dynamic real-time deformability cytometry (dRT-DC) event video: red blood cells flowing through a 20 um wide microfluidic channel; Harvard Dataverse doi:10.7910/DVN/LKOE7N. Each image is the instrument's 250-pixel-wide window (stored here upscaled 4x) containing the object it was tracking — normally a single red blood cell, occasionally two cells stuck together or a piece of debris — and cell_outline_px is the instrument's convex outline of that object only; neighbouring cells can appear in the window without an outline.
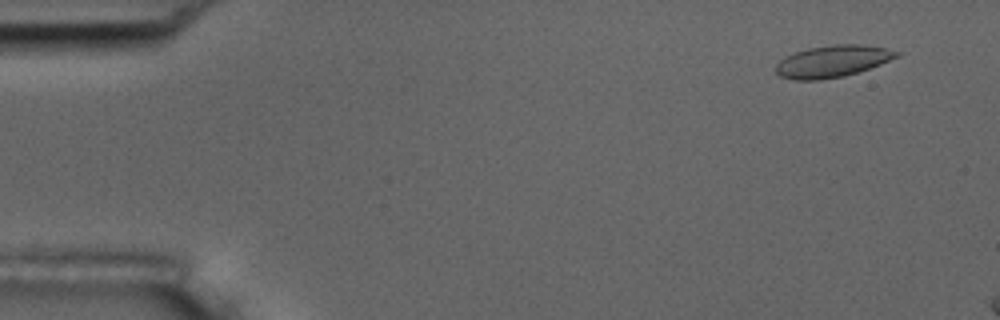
{"species": "common noctule bat (a hibernating species)", "species_latin": "Nyctalus noctula", "temperature_condition": "room temperature", "stored_images_in_passage": 5, "camera_frame_rate_fps": 3000, "um_per_image_px": 0.085, "animal": {"sex": "male", "body_mass_g": 17.5, "forearm_length_mm": 52.3}, "frame": {"image": 1, "passage_image": 2, "time_ms": 1.0, "image_size_px": [1000, 320], "cell_outline_px": [[900, 56], [880, 64], [844, 76], [820, 80], [792, 80], [780, 76], [776, 72], [776, 64], [780, 60], [796, 52], [808, 48], [836, 44], [864, 44], [884, 48], [900, 52]], "centroid_in_image_um": [70.76, 5.21], "position_along_channel_um": 14.2, "area_um2": 22.25}}